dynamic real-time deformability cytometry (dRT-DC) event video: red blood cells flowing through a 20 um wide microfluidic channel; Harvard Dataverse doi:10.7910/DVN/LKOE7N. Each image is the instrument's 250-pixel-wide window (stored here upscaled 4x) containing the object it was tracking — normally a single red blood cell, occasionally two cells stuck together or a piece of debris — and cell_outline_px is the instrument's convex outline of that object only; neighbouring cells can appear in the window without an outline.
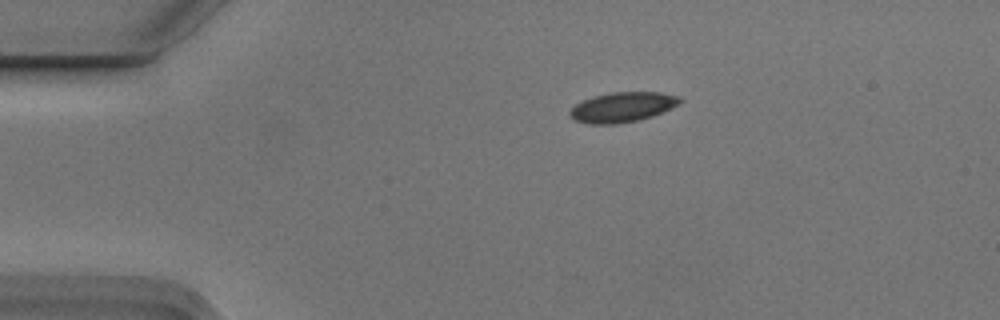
{"species": "Egyptian fruit bat (a non-hibernating species)", "species_latin": "Rousettus aegyptiacus", "temperature_condition": "cold", "stored_images_in_passage": 5, "camera_frame_rate_fps": 3000, "um_per_image_px": 0.085, "animal": {"sex": "male"}, "frame": {"image": 1, "passage_image": 1, "time_ms": 0.0, "image_size_px": [1000, 320], "cell_outline_px": [[684, 100], [680, 104], [652, 116], [636, 120], [616, 124], [588, 124], [572, 120], [568, 112], [576, 104], [584, 100], [596, 96], [612, 92], [660, 92], [680, 96]], "centroid_in_image_um": [52.92, 9.11], "position_along_channel_um": 32.1, "area_um2": 19.19}}
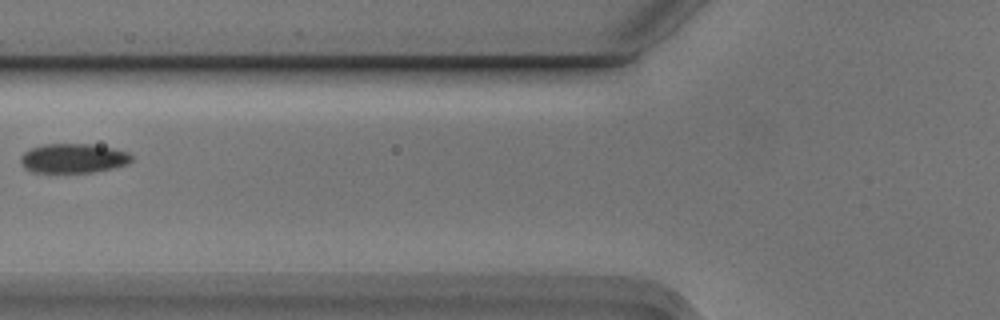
{"frame": {"image": 2, "passage_image": 4, "time_ms": 1.0, "image_size_px": [1000, 320], "cell_outline_px": [[132, 160], [128, 164], [112, 168], [92, 172], [32, 172], [24, 168], [20, 164], [20, 156], [24, 152], [32, 148], [44, 144], [92, 144], [112, 148], [128, 152], [132, 156]], "centroid_in_image_um": [6.21, 13.45], "position_along_channel_um": 119.6, "area_um2": 19.02}}
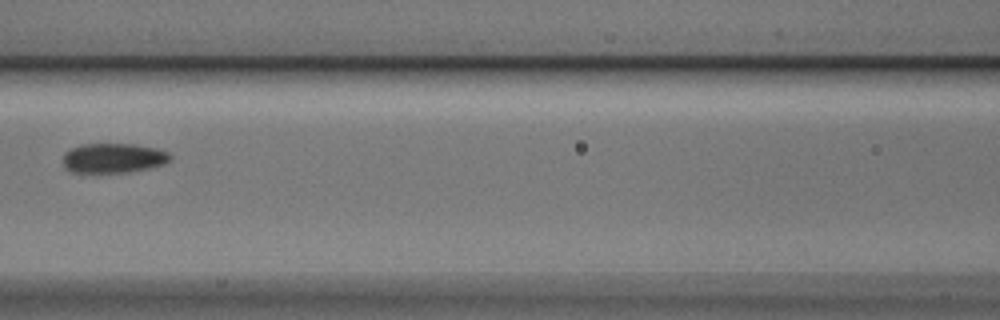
{"frame": {"image": 3, "passage_image": 5, "time_ms": 1.333, "image_size_px": [1000, 320], "cell_outline_px": [[172, 160], [164, 164], [148, 168], [128, 172], [72, 172], [64, 168], [64, 152], [80, 144], [136, 144], [156, 148], [168, 152], [172, 156]], "centroid_in_image_um": [9.66, 13.43], "position_along_channel_um": 156.9, "area_um2": 18.61}}